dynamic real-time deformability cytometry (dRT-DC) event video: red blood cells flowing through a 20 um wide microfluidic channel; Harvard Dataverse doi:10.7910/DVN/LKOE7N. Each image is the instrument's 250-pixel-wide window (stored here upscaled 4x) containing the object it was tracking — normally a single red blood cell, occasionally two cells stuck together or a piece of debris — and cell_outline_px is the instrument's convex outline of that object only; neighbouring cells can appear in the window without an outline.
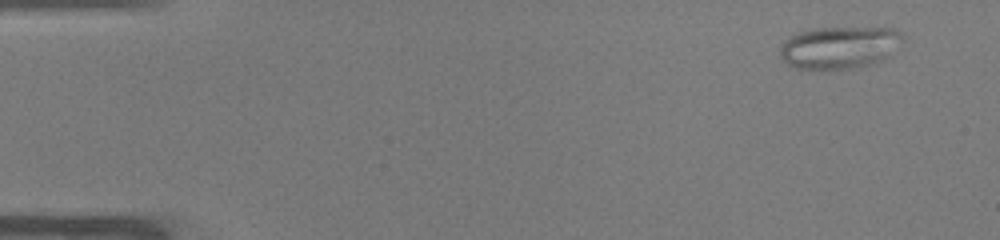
{"species": "common noctule bat (a hibernating species)", "species_latin": "Nyctalus noctula", "temperature_condition": "warm", "stored_images_in_passage": 50, "camera_frame_rate_fps": 3000, "um_per_image_px": 0.085, "animal": {"sex": "male", "body_mass_g": 19.0, "forearm_length_mm": 50.8}, "frame": {"image": 1, "passage_image": 1, "time_ms": 0.0, "image_size_px": [1000, 240], "cell_outline_px": [[904, 40], [892, 56], [876, 64], [860, 68], [796, 68], [780, 60], [780, 48], [796, 32], [816, 28], [896, 28], [904, 36]], "centroid_in_image_um": [71.45, 4.04], "position_along_channel_um": 13.6, "area_um2": 30.58}}
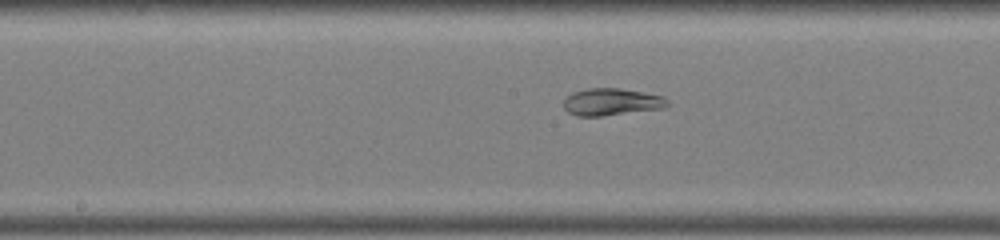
{"frame": {"image": 2, "passage_image": 24, "time_ms": 7.667, "image_size_px": [1000, 240], "cell_outline_px": [[668, 104], [664, 108], [600, 116], [576, 116], [568, 112], [564, 108], [564, 100], [572, 92], [588, 88], [620, 88], [664, 96], [668, 100]], "centroid_in_image_um": [51.97, 8.66], "position_along_channel_um": 196.2, "area_um2": 16.36}}
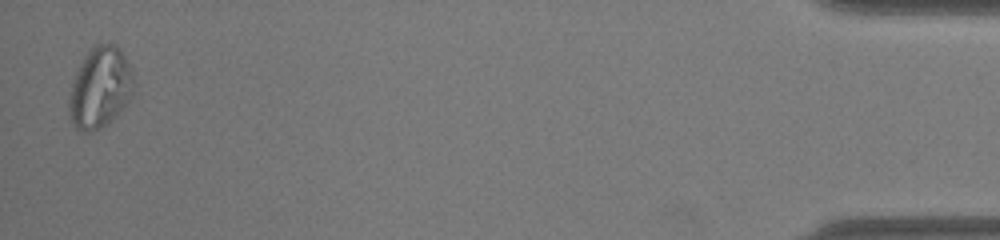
{"frame": {"image": 3, "passage_image": 48, "time_ms": 15.667, "image_size_px": [1000, 240], "cell_outline_px": [[132, 96], [112, 120], [100, 128], [92, 132], [84, 132], [76, 128], [68, 112], [68, 104], [72, 84], [76, 72], [84, 56], [96, 44], [116, 44], [120, 48], [132, 72]], "centroid_in_image_um": [8.49, 7.46], "position_along_channel_um": 426.7, "area_um2": 30.06}, "authors_computed_cell_mechanics": {"area_um2": 23.4957, "velocity_mm_per_s": 3.9438, "shape_relaxation_time_tau1_ms": null, "shape_relaxation_time_tau2_ms": 1.3469, "deformation_change_tau1": null, "deformation_change_tau2": 0.054}}